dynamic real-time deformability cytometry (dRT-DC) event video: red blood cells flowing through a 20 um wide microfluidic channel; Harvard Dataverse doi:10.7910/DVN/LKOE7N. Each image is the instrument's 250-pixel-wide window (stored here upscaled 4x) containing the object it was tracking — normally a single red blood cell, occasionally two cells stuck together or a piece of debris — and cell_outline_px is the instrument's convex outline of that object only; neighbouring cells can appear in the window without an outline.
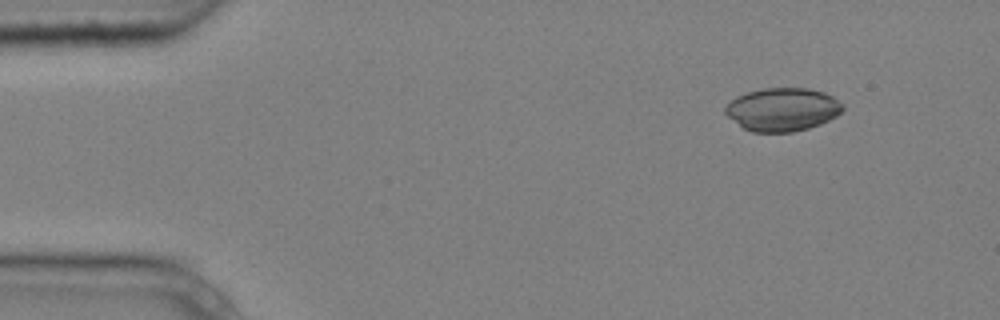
{"species": "common noctule bat (a hibernating species)", "species_latin": "Nyctalus noctula", "temperature_condition": "cold", "stored_images_in_passage": 4, "camera_frame_rate_fps": 3000, "um_per_image_px": 0.085, "animal": {"sex": "male", "body_mass_g": 20.4}, "frame": {"image": 1, "passage_image": 2, "time_ms": 0.333, "image_size_px": [1000, 320], "cell_outline_px": [[844, 108], [836, 116], [820, 124], [808, 128], [792, 132], [752, 132], [744, 128], [728, 116], [724, 112], [724, 108], [736, 96], [748, 92], [764, 88], [808, 88], [824, 92], [832, 96], [844, 104]], "centroid_in_image_um": [66.52, 9.3], "position_along_channel_um": 18.5, "area_um2": 29.48}}